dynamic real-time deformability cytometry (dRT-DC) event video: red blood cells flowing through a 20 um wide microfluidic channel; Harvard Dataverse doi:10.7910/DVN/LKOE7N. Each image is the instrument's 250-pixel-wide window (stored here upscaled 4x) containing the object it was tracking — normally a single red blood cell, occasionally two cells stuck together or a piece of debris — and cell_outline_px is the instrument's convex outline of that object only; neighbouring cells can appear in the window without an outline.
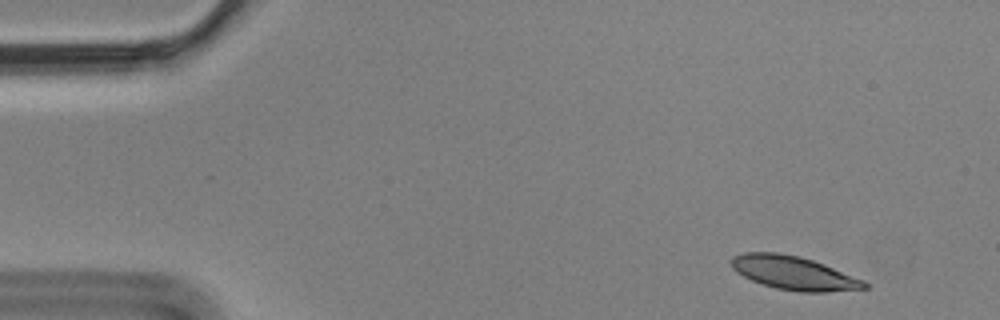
{"species": "Egyptian fruit bat (a non-hibernating species)", "species_latin": "Rousettus aegyptiacus", "temperature_condition": "cold", "stored_images_in_passage": 4, "camera_frame_rate_fps": 3000, "um_per_image_px": 0.085, "animal": {"sex": "male"}, "frame": {"image": 1, "passage_image": 1, "time_ms": 0.0, "image_size_px": [1000, 320], "cell_outline_px": [[868, 288], [828, 292], [800, 292], [776, 288], [752, 280], [736, 272], [732, 268], [732, 256], [744, 252], [780, 252], [800, 256], [824, 264], [864, 280], [868, 284]], "centroid_in_image_um": [67.48, 23.19], "position_along_channel_um": 17.5, "area_um2": 26.01}}
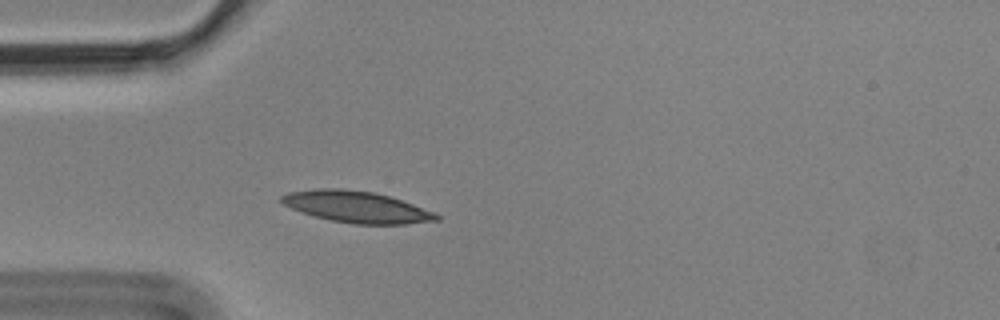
{"frame": {"image": 2, "passage_image": 4, "time_ms": 1.0, "image_size_px": [1000, 320], "cell_outline_px": [[440, 220], [404, 224], [352, 224], [332, 220], [300, 212], [284, 204], [280, 200], [280, 196], [288, 192], [316, 188], [340, 188], [376, 192], [436, 212], [440, 216]], "centroid_in_image_um": [30.31, 17.58], "position_along_channel_um": 54.7, "area_um2": 28.38}}